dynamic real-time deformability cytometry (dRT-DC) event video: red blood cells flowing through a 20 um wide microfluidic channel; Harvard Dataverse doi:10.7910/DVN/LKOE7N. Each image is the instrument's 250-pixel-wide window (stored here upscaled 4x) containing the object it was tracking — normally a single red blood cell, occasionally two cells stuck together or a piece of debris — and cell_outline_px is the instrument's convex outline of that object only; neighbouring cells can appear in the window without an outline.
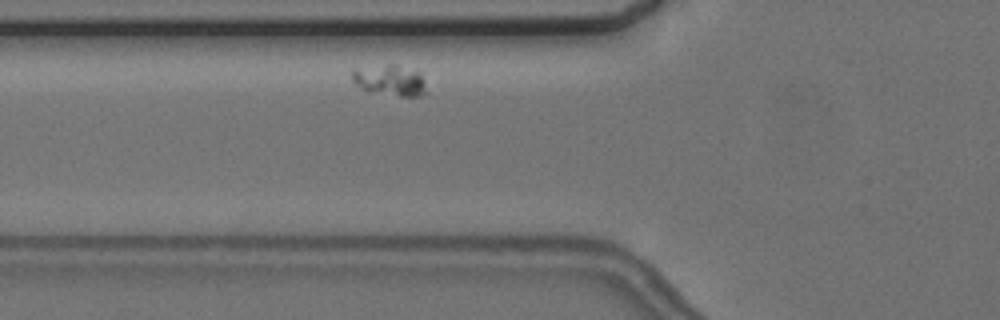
{"species": "common noctule bat (a hibernating species)", "species_latin": "Nyctalus noctula", "temperature_condition": "cold", "stored_images_in_passage": 2, "camera_frame_rate_fps": 3000, "um_per_image_px": 0.085, "animal": {"sex": "female", "body_mass_g": 24.6, "forearm_length_mm": 56.2}, "frame": {"image": 1, "passage_image": 2, "time_ms": 1.0, "image_size_px": [1000, 320], "cell_outline_px": [[428, 92], [424, 96], [400, 96], [368, 92], [360, 88], [352, 80], [352, 68], [388, 64], [396, 64], [420, 72]], "centroid_in_image_um": [33.14, 6.83], "position_along_channel_um": 92.7, "area_um2": 13.76}}